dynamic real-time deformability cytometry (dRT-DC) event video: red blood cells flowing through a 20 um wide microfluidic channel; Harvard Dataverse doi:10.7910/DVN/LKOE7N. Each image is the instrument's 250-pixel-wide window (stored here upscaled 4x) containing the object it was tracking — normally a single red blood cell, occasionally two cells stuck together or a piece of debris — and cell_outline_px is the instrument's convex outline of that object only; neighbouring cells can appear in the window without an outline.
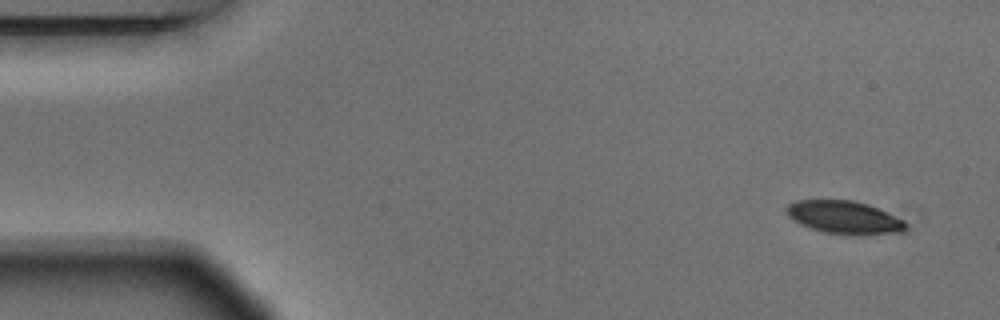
{"species": "Egyptian fruit bat (a non-hibernating species)", "species_latin": "Rousettus aegyptiacus", "temperature_condition": "warm", "stored_images_in_passage": 4, "camera_frame_rate_fps": 3000, "um_per_image_px": 0.085, "animal": {"sex": "male"}, "frame": {"image": 1, "passage_image": 1, "time_ms": 0.0, "image_size_px": [1000, 320], "cell_outline_px": [[908, 228], [904, 232], [864, 236], [824, 232], [800, 224], [792, 220], [788, 216], [784, 208], [788, 204], [796, 200], [852, 200], [868, 204], [904, 220], [908, 224]], "centroid_in_image_um": [71.79, 18.49], "position_along_channel_um": 13.2, "area_um2": 23.24}}
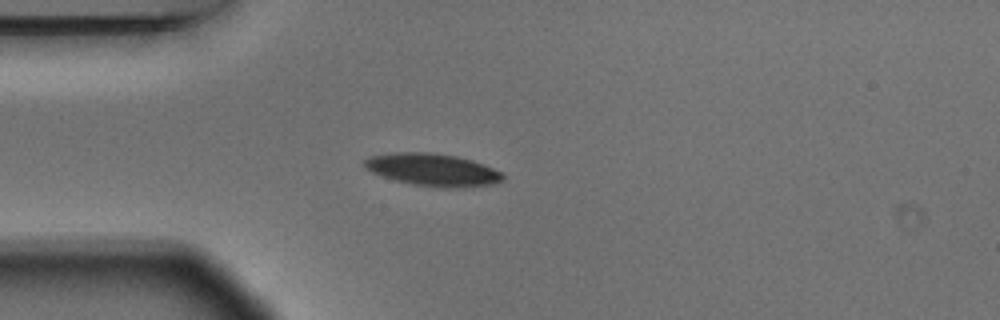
{"frame": {"image": 2, "passage_image": 4, "time_ms": 1.0, "image_size_px": [1000, 320], "cell_outline_px": [[504, 180], [492, 184], [456, 188], [444, 188], [416, 184], [396, 180], [372, 172], [364, 168], [364, 160], [368, 156], [392, 152], [432, 152], [456, 156], [472, 160], [484, 164], [504, 172]], "centroid_in_image_um": [36.8, 14.41], "position_along_channel_um": 48.2, "area_um2": 26.24}}